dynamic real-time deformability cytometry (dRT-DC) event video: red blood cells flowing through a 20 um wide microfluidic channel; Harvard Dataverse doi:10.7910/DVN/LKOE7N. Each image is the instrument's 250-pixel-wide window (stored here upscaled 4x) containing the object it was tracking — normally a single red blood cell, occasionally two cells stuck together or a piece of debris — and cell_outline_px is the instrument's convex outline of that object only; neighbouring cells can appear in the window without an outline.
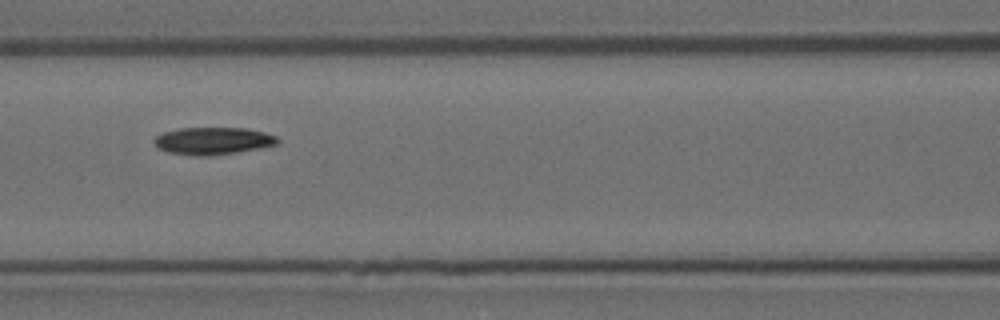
{"species": "Egyptian fruit bat (a non-hibernating species)", "species_latin": "Rousettus aegyptiacus", "temperature_condition": "room temperature", "stored_images_in_passage": 8, "camera_frame_rate_fps": 3000, "um_per_image_px": 0.085, "animal": {"sex": "female"}, "frame": {"image": 1, "passage_image": 5, "time_ms": 1.333, "image_size_px": [1000, 320], "cell_outline_px": [[280, 140], [276, 144], [236, 152], [208, 156], [196, 156], [168, 152], [160, 148], [152, 140], [156, 136], [164, 132], [180, 128], [248, 128], [264, 132], [276, 136]], "centroid_in_image_um": [18.09, 11.96], "position_along_channel_um": 148.5, "area_um2": 19.42}}
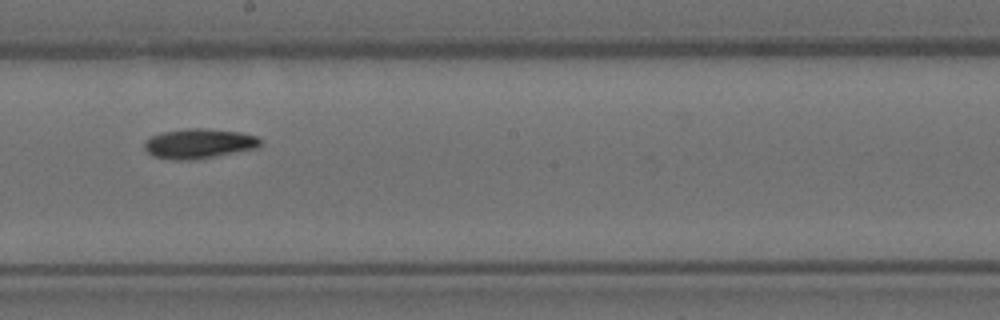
{"frame": {"image": 2, "passage_image": 7, "time_ms": 2.0, "image_size_px": [1000, 320], "cell_outline_px": [[260, 144], [256, 148], [212, 156], [188, 160], [176, 160], [156, 156], [148, 152], [144, 148], [144, 140], [152, 136], [164, 132], [188, 128], [204, 128], [240, 132], [256, 136], [260, 140]], "centroid_in_image_um": [16.88, 12.19], "position_along_channel_um": 231.3, "area_um2": 19.65}}
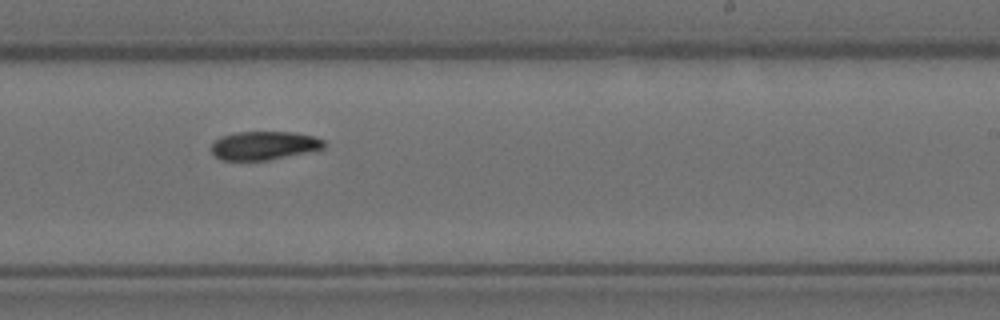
{"frame": {"image": 3, "passage_image": 8, "time_ms": 2.333, "image_size_px": [1000, 320], "cell_outline_px": [[324, 148], [268, 160], [220, 160], [212, 152], [212, 144], [220, 136], [236, 132], [296, 132], [312, 136], [324, 140]], "centroid_in_image_um": [22.42, 12.36], "position_along_channel_um": 266.6, "area_um2": 18.55}}